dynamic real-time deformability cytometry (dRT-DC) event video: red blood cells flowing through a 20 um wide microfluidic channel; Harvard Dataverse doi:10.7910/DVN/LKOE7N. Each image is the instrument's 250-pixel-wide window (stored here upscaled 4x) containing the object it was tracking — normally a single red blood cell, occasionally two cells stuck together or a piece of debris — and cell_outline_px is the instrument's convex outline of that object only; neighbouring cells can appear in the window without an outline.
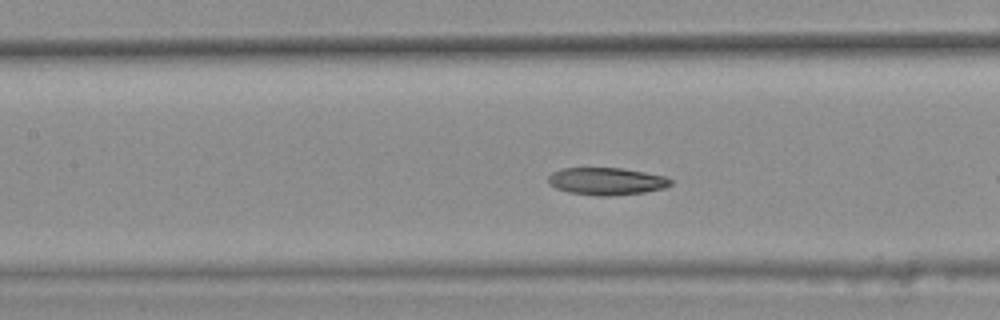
{"species": "common noctule bat (a hibernating species)", "species_latin": "Nyctalus noctula", "temperature_condition": "warm", "stored_images_in_passage": 12, "camera_frame_rate_fps": 3000, "um_per_image_px": 0.085, "animal": {"sex": "female", "body_mass_g": 25.1}, "frame": {"image": 1, "passage_image": 9, "time_ms": 2.667, "image_size_px": [1000, 320], "cell_outline_px": [[672, 184], [664, 188], [644, 192], [612, 196], [596, 196], [568, 192], [556, 188], [548, 180], [548, 176], [552, 172], [560, 168], [620, 168], [668, 176], [672, 180]], "centroid_in_image_um": [51.58, 15.4], "position_along_channel_um": 155.8, "area_um2": 19.59}}